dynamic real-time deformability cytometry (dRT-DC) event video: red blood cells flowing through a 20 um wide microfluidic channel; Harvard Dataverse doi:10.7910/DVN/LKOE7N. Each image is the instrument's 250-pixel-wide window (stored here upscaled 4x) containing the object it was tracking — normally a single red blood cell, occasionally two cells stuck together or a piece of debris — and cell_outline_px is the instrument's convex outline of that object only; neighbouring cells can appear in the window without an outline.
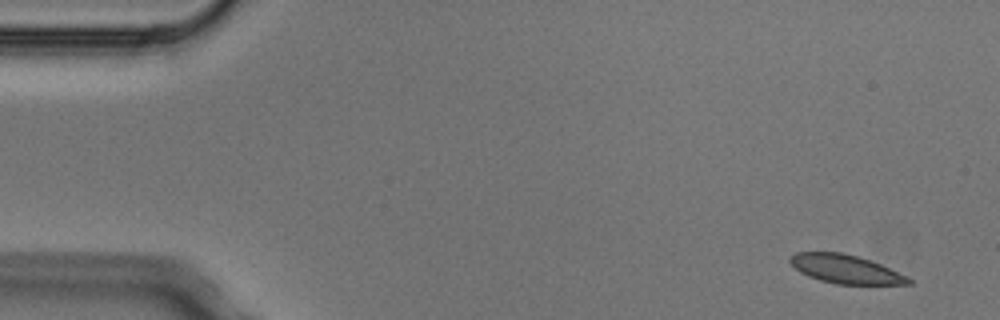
{"species": "Egyptian fruit bat (a non-hibernating species)", "species_latin": "Rousettus aegyptiacus", "temperature_condition": "cold", "stored_images_in_passage": 4, "camera_frame_rate_fps": 3000, "um_per_image_px": 0.085, "animal": {"sex": "male"}, "frame": {"image": 1, "passage_image": 1, "time_ms": 0.0, "image_size_px": [1000, 320], "cell_outline_px": [[912, 284], [836, 284], [820, 280], [808, 276], [800, 272], [788, 260], [788, 256], [796, 252], [840, 252], [856, 256], [880, 264], [908, 276], [912, 280]], "centroid_in_image_um": [71.85, 22.87], "position_along_channel_um": 13.1, "area_um2": 19.65}}